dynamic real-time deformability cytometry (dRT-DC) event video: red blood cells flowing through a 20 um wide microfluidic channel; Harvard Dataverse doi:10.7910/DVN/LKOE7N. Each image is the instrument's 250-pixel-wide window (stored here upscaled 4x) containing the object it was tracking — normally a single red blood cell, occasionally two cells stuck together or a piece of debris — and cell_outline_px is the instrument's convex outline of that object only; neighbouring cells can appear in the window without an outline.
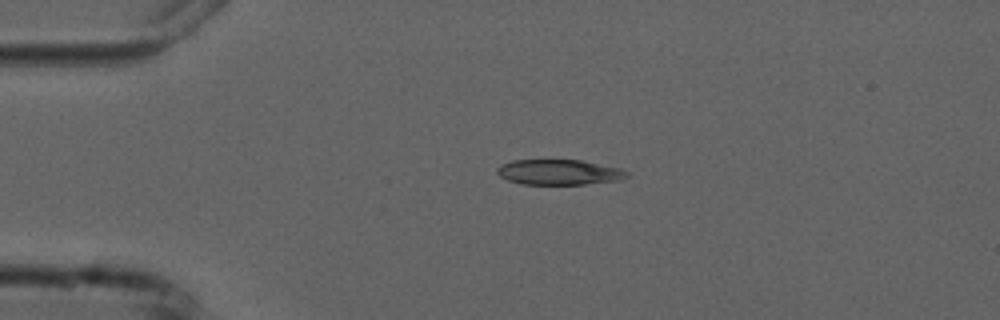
{"species": "common noctule bat (a hibernating species)", "species_latin": "Nyctalus noctula", "temperature_condition": "cold", "stored_images_in_passage": 5, "camera_frame_rate_fps": 3000, "um_per_image_px": 0.085, "animal": {"sex": "male", "forearm_length_mm": 52.5}, "frame": {"image": 1, "passage_image": 4, "time_ms": 3.667, "image_size_px": [1000, 320], "cell_outline_px": [[632, 176], [620, 180], [584, 184], [520, 184], [508, 180], [500, 176], [496, 172], [496, 168], [500, 164], [512, 160], [580, 160], [620, 168], [628, 172]], "centroid_in_image_um": [47.52, 14.63], "position_along_channel_um": 37.5, "area_um2": 19.25}}